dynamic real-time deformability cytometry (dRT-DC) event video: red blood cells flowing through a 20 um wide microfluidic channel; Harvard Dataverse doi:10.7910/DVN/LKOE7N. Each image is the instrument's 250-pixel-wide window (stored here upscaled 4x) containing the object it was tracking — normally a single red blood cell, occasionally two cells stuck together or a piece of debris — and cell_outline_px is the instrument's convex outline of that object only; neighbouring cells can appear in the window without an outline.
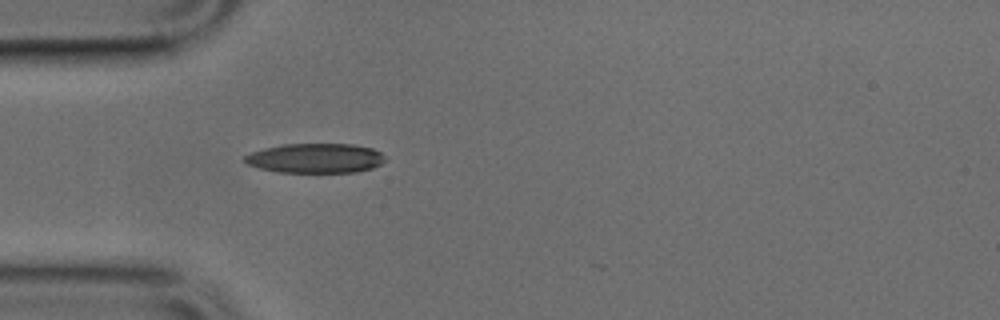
{"species": "common noctule bat (a hibernating species)", "species_latin": "Nyctalus noctula", "temperature_condition": "cold", "stored_images_in_passage": 36, "camera_frame_rate_fps": 3000, "um_per_image_px": 0.085, "animal": {"sex": "male", "body_mass_g": 17.9, "forearm_length_mm": 54.2}, "frame": {"image": 1, "passage_image": 1, "time_ms": 0.0, "image_size_px": [1000, 320], "cell_outline_px": [[384, 160], [380, 164], [372, 168], [356, 172], [276, 172], [260, 168], [248, 164], [244, 160], [244, 156], [252, 152], [264, 148], [284, 144], [352, 144], [372, 148], [380, 152], [384, 156]], "centroid_in_image_um": [26.81, 13.44], "position_along_channel_um": 58.2, "area_um2": 24.1}}
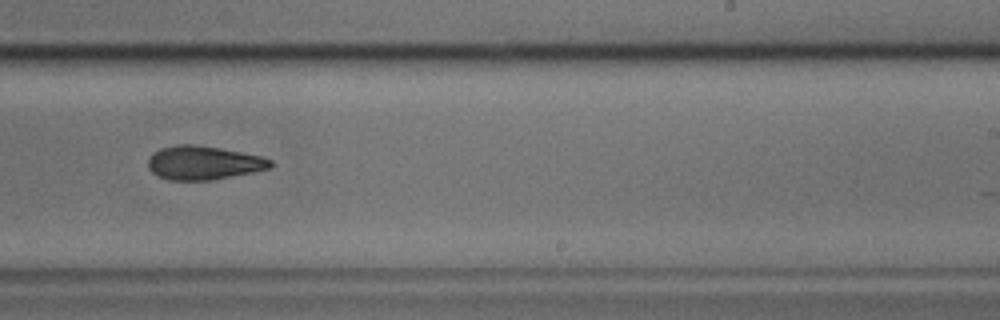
{"frame": {"image": 2, "passage_image": 17, "time_ms": 5.333, "image_size_px": [1000, 320], "cell_outline_px": [[272, 168], [212, 180], [168, 180], [156, 176], [148, 168], [148, 156], [160, 148], [180, 144], [192, 144], [240, 152], [260, 156], [272, 160]], "centroid_in_image_um": [17.26, 13.85], "position_along_channel_um": 271.7, "area_um2": 23.99}}
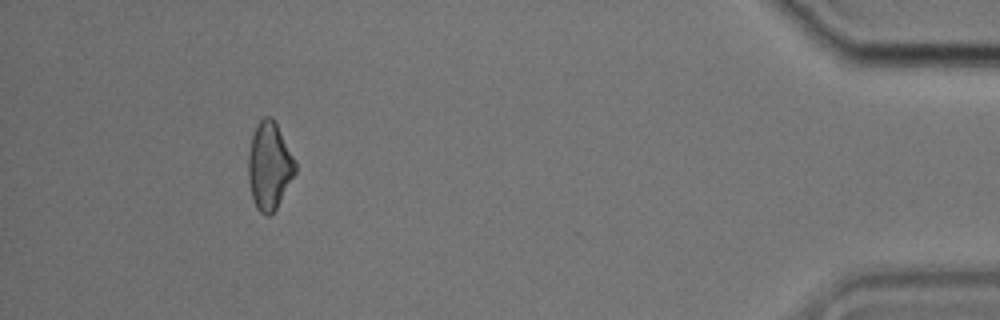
{"frame": {"image": 3, "passage_image": 32, "time_ms": 10.333, "image_size_px": [1000, 320], "cell_outline_px": [[296, 172], [276, 208], [268, 216], [264, 216], [256, 208], [252, 196], [248, 180], [248, 156], [252, 136], [256, 124], [264, 116], [272, 116], [296, 160]], "centroid_in_image_um": [22.89, 14.09], "position_along_channel_um": 412.3, "area_um2": 23.93}}